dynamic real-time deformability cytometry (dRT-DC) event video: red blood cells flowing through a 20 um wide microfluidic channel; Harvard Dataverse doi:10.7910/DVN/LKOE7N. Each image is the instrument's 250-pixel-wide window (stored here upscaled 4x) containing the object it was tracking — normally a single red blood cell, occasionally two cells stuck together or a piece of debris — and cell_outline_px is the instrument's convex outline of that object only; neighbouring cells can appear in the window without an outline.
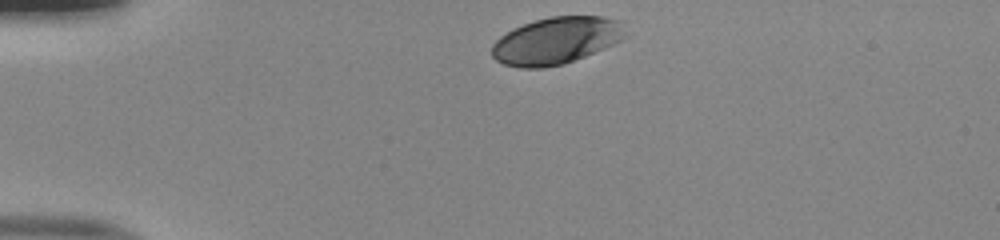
{"species": "human", "species_latin": "Homo sapiens", "temperature_condition": "room temperature", "stored_images_in_passage": 32, "camera_frame_rate_fps": 3000, "um_per_image_px": 0.085, "donor": {"sex": "male"}, "frame": {"image": 1, "passage_image": 1, "time_ms": 0.0, "image_size_px": [1000, 240], "cell_outline_px": [[628, 36], [604, 48], [564, 64], [544, 68], [520, 68], [504, 64], [496, 60], [492, 56], [492, 44], [500, 36], [512, 28], [536, 20], [552, 16], [604, 16], [620, 20]], "centroid_in_image_um": [47.28, 3.45], "position_along_channel_um": 37.7, "area_um2": 36.65}}
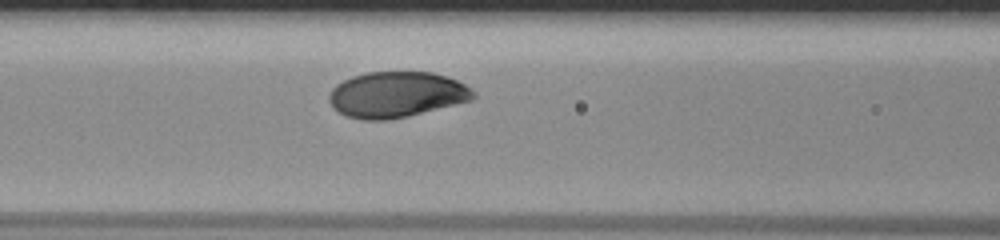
{"frame": {"image": 2, "passage_image": 12, "time_ms": 3.667, "image_size_px": [1000, 240], "cell_outline_px": [[476, 96], [472, 100], [408, 116], [388, 120], [364, 120], [344, 116], [332, 108], [328, 100], [328, 96], [332, 88], [336, 84], [352, 76], [368, 72], [432, 72], [448, 76], [472, 88], [476, 92]], "centroid_in_image_um": [33.69, 8.04], "position_along_channel_um": 132.9, "area_um2": 38.78}}
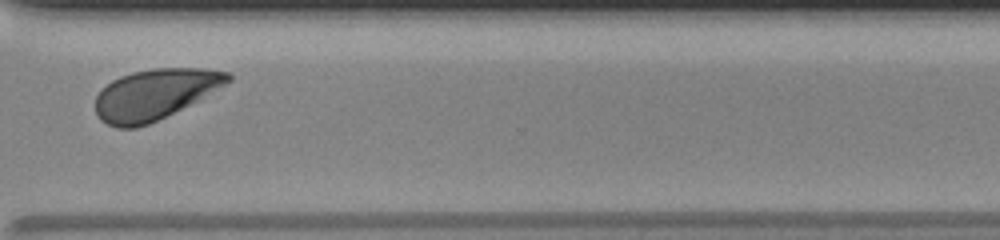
{"frame": {"image": 3, "passage_image": 29, "time_ms": 9.333, "image_size_px": [1000, 240], "cell_outline_px": [[232, 80], [196, 100], [148, 124], [136, 128], [116, 128], [100, 120], [96, 112], [96, 96], [112, 80], [120, 76], [132, 72], [152, 68], [200, 68], [228, 72], [232, 76]], "centroid_in_image_um": [13.12, 8.01], "position_along_channel_um": 357.5, "area_um2": 38.26}, "authors_computed_cell_mechanics": {"area_um2": 38.6104, "velocity_mm_per_s": 3.9606, "shape_relaxation_time_tau1_ms": 1.5874, "shape_relaxation_time_tau2_ms": null, "deformation_change_tau1": 0.1155, "deformation_change_tau2": null}}